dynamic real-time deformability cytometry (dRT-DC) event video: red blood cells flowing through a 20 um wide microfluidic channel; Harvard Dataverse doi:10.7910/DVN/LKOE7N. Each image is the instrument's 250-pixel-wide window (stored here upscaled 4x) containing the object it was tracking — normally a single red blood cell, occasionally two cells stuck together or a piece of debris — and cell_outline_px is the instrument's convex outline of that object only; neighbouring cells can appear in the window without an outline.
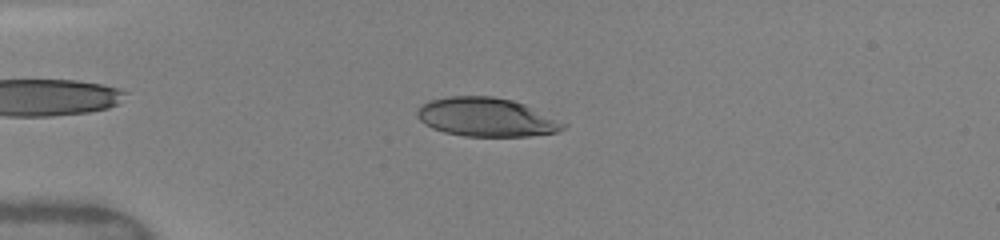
{"species": "human", "species_latin": "Homo sapiens", "temperature_condition": "warm", "stored_images_in_passage": 7, "camera_frame_rate_fps": 3000, "um_per_image_px": 0.085, "donor": {"sex": "female"}, "frame": {"image": 1, "passage_image": 4, "time_ms": 2.667, "image_size_px": [1000, 240], "cell_outline_px": [[568, 124], [564, 128], [556, 132], [528, 136], [464, 136], [444, 132], [432, 128], [424, 124], [416, 116], [416, 108], [428, 100], [448, 96], [492, 96], [512, 100], [524, 104]], "centroid_in_image_um": [41.29, 9.95], "position_along_channel_um": 43.7, "area_um2": 33.06}}
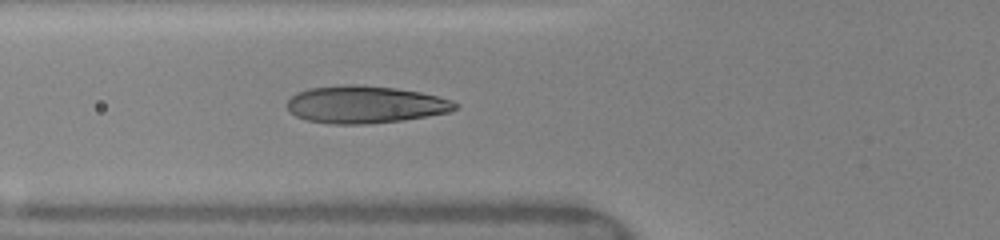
{"frame": {"image": 2, "passage_image": 6, "time_ms": 4.667, "image_size_px": [1000, 240], "cell_outline_px": [[460, 104], [456, 108], [448, 112], [428, 116], [404, 120], [368, 124], [332, 124], [308, 120], [296, 116], [288, 108], [288, 100], [296, 92], [308, 88], [348, 84], [352, 84], [396, 88], [420, 92], [452, 100]], "centroid_in_image_um": [31.05, 8.88], "position_along_channel_um": 94.8, "area_um2": 36.53}}